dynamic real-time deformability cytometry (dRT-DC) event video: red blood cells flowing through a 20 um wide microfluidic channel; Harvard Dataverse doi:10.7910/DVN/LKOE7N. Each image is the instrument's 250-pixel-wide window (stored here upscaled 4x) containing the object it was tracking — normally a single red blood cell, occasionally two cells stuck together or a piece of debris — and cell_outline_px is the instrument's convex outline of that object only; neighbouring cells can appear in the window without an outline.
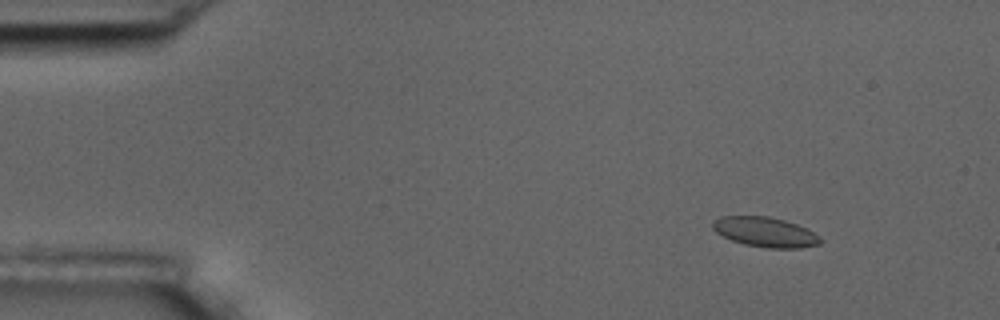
{"species": "common noctule bat (a hibernating species)", "species_latin": "Nyctalus noctula", "temperature_condition": "room temperature", "stored_images_in_passage": 5, "camera_frame_rate_fps": 3000, "um_per_image_px": 0.085, "animal": {"sex": "male", "body_mass_g": 17.5, "forearm_length_mm": 52.3}, "frame": {"image": 1, "passage_image": 2, "time_ms": 2.0, "image_size_px": [1000, 320], "cell_outline_px": [[824, 240], [820, 244], [800, 248], [764, 248], [744, 244], [732, 240], [716, 232], [712, 228], [712, 220], [720, 216], [768, 216], [784, 220], [808, 228], [820, 236]], "centroid_in_image_um": [65.07, 19.72], "position_along_channel_um": 19.9, "area_um2": 18.96}}
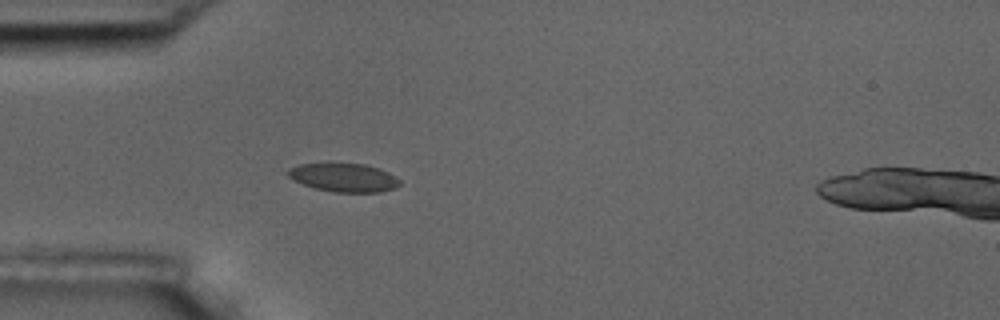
{"frame": {"image": 2, "passage_image": 5, "time_ms": 5.333, "image_size_px": [1000, 320], "cell_outline_px": [[400, 184], [396, 188], [380, 192], [332, 192], [316, 188], [292, 180], [288, 176], [288, 168], [300, 164], [328, 160], [364, 164], [380, 168], [396, 176], [400, 180]], "centroid_in_image_um": [29.2, 15.04], "position_along_channel_um": 55.8, "area_um2": 19.42}}